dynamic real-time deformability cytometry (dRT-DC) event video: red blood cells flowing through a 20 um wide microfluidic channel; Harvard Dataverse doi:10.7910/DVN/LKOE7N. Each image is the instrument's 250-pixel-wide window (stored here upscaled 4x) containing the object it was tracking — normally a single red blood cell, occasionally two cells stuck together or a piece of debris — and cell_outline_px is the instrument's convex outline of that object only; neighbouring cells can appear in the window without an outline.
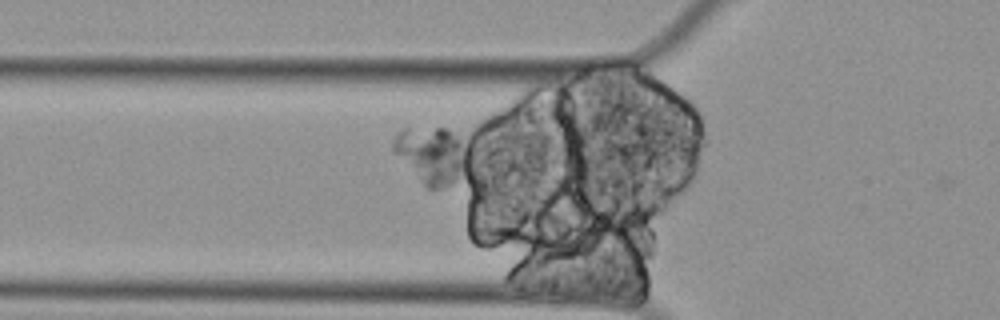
{"species": "Egyptian fruit bat (a non-hibernating species)", "species_latin": "Rousettus aegyptiacus", "temperature_condition": "cold", "stored_images_in_passage": 27, "camera_frame_rate_fps": 3000, "um_per_image_px": 0.085, "animal": {"sex": "female"}, "frame": {"image": 1, "passage_image": 7, "time_ms": 2.0, "image_size_px": [1000, 320], "cell_outline_px": [[472, 156], [460, 176], [452, 184], [444, 188], [428, 188], [392, 152], [392, 140], [404, 128], [448, 128], [468, 148]], "centroid_in_image_um": [36.72, 13.17], "position_along_channel_um": 89.1, "area_um2": 24.85}}
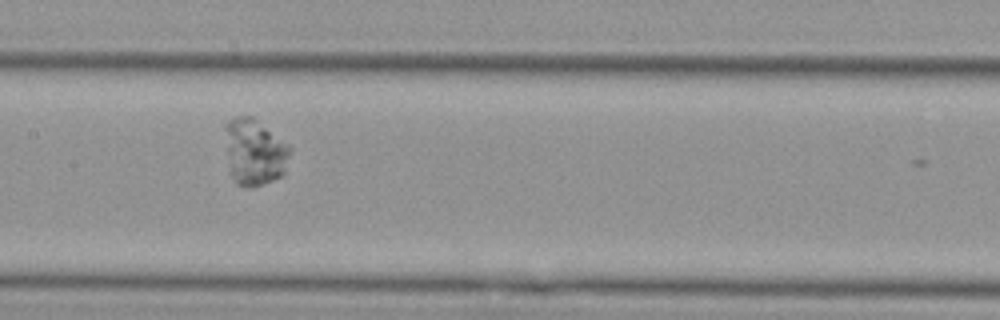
{"frame": {"image": 2, "passage_image": 16, "time_ms": 5.0, "image_size_px": [1000, 320], "cell_outline_px": [[292, 152], [284, 172], [280, 176], [272, 180], [248, 188], [236, 184], [232, 176], [224, 128], [224, 124], [228, 120], [236, 116], [252, 116], [288, 144], [292, 148]], "centroid_in_image_um": [21.65, 12.9], "position_along_channel_um": 185.7, "area_um2": 24.91}}
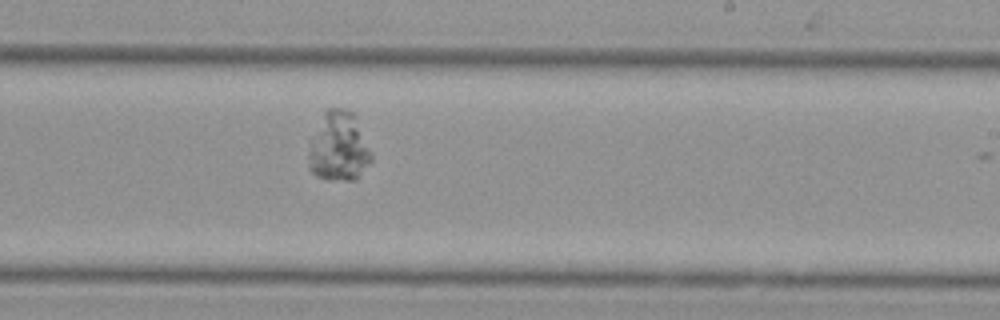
{"frame": {"image": 3, "passage_image": 23, "time_ms": 7.333, "image_size_px": [1000, 320], "cell_outline_px": [[372, 160], [356, 180], [328, 180], [316, 176], [308, 168], [308, 140], [324, 108], [348, 108], [356, 116], [372, 156]], "centroid_in_image_um": [28.73, 12.45], "position_along_channel_um": 260.3, "area_um2": 26.18}}